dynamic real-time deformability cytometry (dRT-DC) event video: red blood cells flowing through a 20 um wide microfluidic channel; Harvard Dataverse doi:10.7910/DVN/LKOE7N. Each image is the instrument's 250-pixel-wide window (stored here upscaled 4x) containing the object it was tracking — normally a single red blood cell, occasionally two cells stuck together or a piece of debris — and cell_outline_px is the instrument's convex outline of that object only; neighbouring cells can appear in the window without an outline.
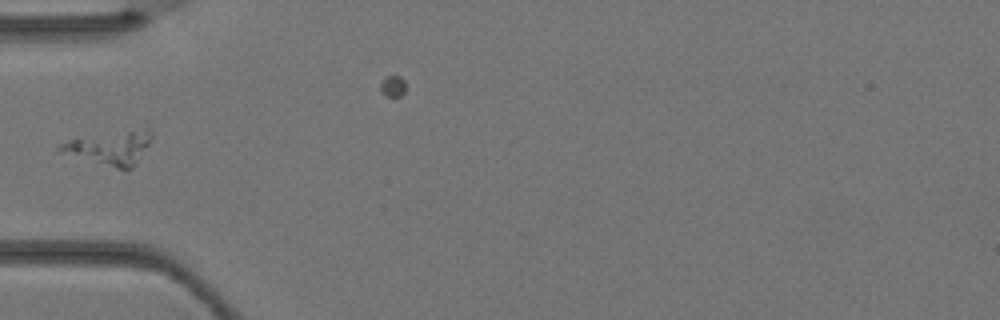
{"species": "Egyptian fruit bat (a non-hibernating species)", "species_latin": "Rousettus aegyptiacus", "temperature_condition": "warm", "stored_images_in_passage": 1, "camera_frame_rate_fps": 3000, "um_per_image_px": 0.085, "animal": {"sex": "female"}, "frame": {"image": 1, "passage_image": 1, "time_ms": 0.0, "image_size_px": [1000, 320], "cell_outline_px": [[152, 136], [148, 144], [132, 168], [116, 168], [56, 152], [56, 144], [72, 140], [148, 128], [152, 132]], "centroid_in_image_um": [9.29, 12.59], "position_along_channel_um": 75.7, "area_um2": 17.11}}